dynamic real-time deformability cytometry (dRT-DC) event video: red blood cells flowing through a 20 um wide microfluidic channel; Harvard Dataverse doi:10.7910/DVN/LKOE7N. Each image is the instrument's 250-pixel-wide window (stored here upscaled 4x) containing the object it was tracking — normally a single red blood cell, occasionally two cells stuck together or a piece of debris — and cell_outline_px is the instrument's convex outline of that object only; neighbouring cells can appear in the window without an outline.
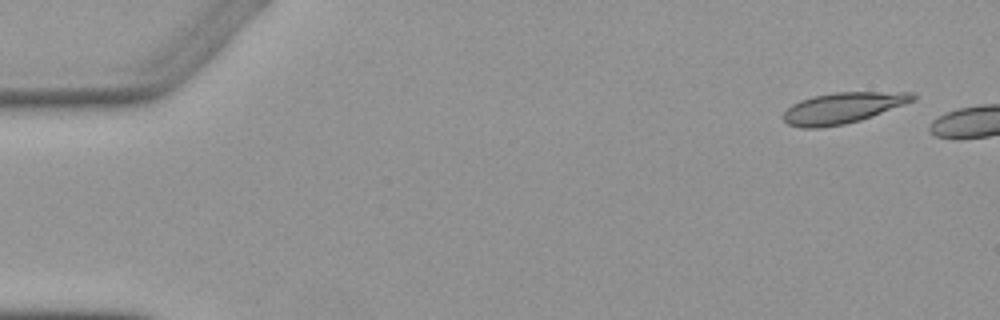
{"species": "Egyptian fruit bat (a non-hibernating species)", "species_latin": "Rousettus aegyptiacus", "temperature_condition": "warm", "stored_images_in_passage": 5, "camera_frame_rate_fps": 3000, "um_per_image_px": 0.085, "animal": {"sex": "female"}, "frame": {"image": 1, "passage_image": 1, "time_ms": 0.0, "image_size_px": [1000, 320], "cell_outline_px": [[916, 100], [872, 116], [860, 120], [844, 124], [820, 128], [800, 128], [788, 124], [780, 116], [792, 104], [800, 100], [812, 96], [836, 92], [916, 92]], "centroid_in_image_um": [71.62, 9.17], "position_along_channel_um": 13.4, "area_um2": 23.47}}